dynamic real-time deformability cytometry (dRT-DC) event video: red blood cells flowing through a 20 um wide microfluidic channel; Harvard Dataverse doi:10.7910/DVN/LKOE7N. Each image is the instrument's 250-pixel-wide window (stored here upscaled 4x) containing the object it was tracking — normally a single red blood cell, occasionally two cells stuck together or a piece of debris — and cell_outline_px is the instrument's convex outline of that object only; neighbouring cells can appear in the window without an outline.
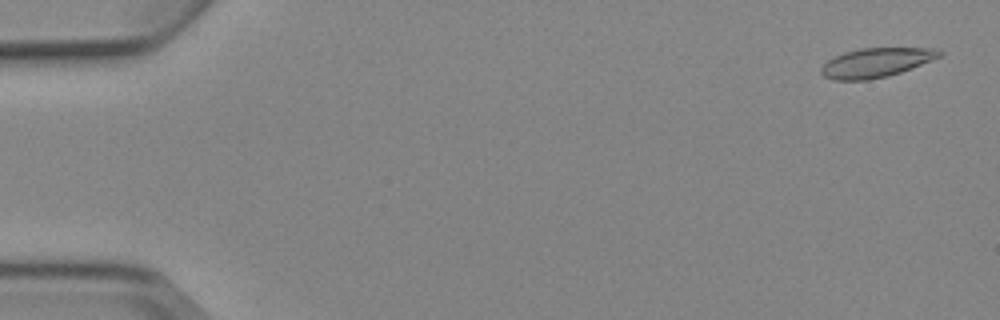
{"species": "Egyptian fruit bat (a non-hibernating species)", "species_latin": "Rousettus aegyptiacus", "temperature_condition": "cold", "stored_images_in_passage": 5, "camera_frame_rate_fps": 3000, "um_per_image_px": 0.085, "animal": {"sex": "female"}, "frame": {"image": 1, "passage_image": 1, "time_ms": 0.0, "image_size_px": [1000, 320], "cell_outline_px": [[944, 52], [940, 56], [932, 60], [912, 68], [888, 76], [868, 80], [832, 80], [824, 76], [820, 72], [820, 68], [828, 60], [844, 52], [860, 48], [936, 48]], "centroid_in_image_um": [74.46, 5.32], "position_along_channel_um": 10.5, "area_um2": 20.17}}
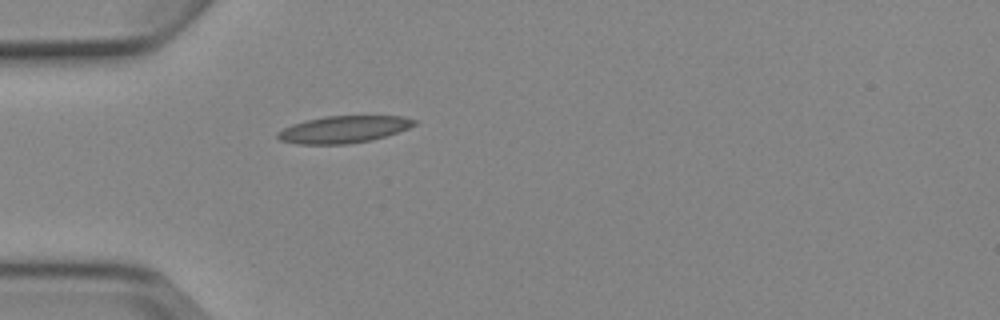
{"frame": {"image": 2, "passage_image": 5, "time_ms": 4.667, "image_size_px": [1000, 320], "cell_outline_px": [[420, 120], [416, 124], [408, 128], [372, 140], [348, 144], [296, 144], [280, 140], [276, 136], [276, 132], [292, 124], [304, 120], [324, 116], [404, 116]], "centroid_in_image_um": [29.2, 10.99], "position_along_channel_um": 55.8, "area_um2": 21.68}}